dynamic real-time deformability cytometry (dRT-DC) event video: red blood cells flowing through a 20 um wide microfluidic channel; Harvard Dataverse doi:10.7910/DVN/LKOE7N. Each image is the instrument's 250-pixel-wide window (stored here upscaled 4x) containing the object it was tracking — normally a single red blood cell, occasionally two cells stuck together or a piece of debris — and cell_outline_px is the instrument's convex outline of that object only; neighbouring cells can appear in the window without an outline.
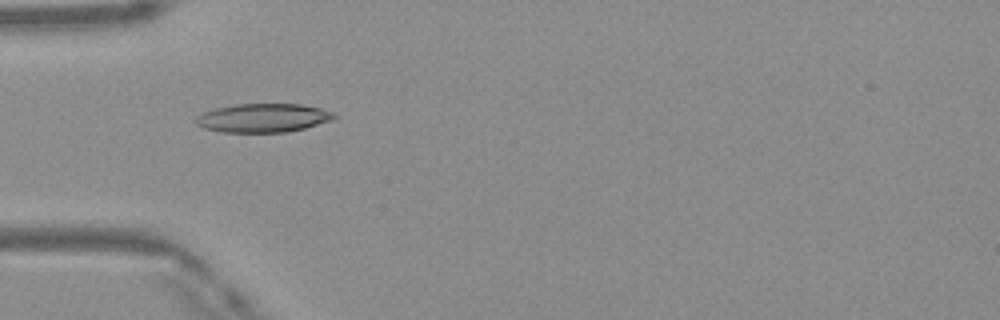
{"species": "Egyptian fruit bat (a non-hibernating species)", "species_latin": "Rousettus aegyptiacus", "temperature_condition": "warm", "stored_images_in_passage": 48, "camera_frame_rate_fps": 3000, "um_per_image_px": 0.085, "frame": {"image": 1, "passage_image": 15, "time_ms": 4.667, "image_size_px": [1000, 320], "cell_outline_px": [[336, 116], [332, 120], [304, 128], [284, 132], [220, 132], [204, 128], [196, 124], [192, 120], [196, 116], [204, 112], [216, 108], [236, 104], [300, 104], [320, 108], [332, 112]], "centroid_in_image_um": [22.31, 10.02], "position_along_channel_um": 62.7, "area_um2": 23.06}}
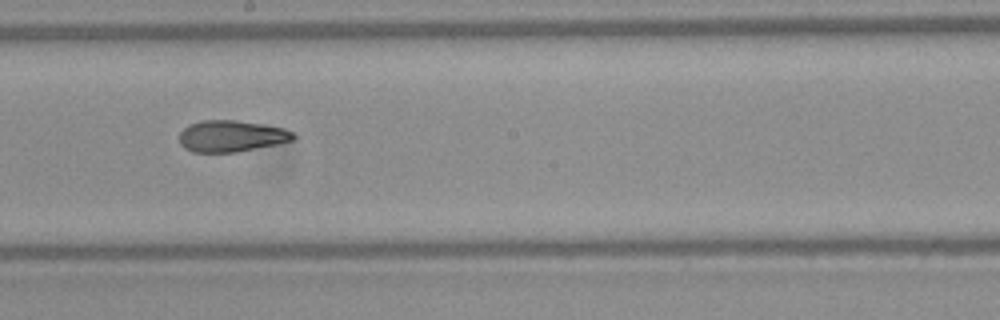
{"frame": {"image": 2, "passage_image": 27, "time_ms": 8.667, "image_size_px": [1000, 320], "cell_outline_px": [[296, 136], [292, 140], [276, 144], [236, 152], [192, 152], [184, 148], [180, 144], [180, 132], [188, 124], [204, 120], [236, 120], [264, 124], [284, 128], [292, 132]], "centroid_in_image_um": [19.64, 11.56], "position_along_channel_um": 228.6, "area_um2": 20.87}}
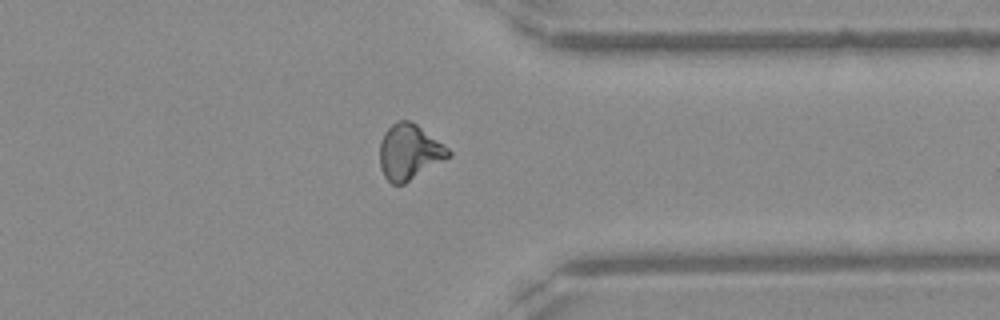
{"frame": {"image": 3, "passage_image": 38, "time_ms": 12.333, "image_size_px": [1000, 320], "cell_outline_px": [[452, 156], [404, 184], [392, 184], [384, 176], [380, 168], [380, 144], [384, 132], [396, 120], [408, 120], [416, 124], [448, 148], [452, 152]], "centroid_in_image_um": [34.79, 12.93], "position_along_channel_um": 376.6, "area_um2": 22.14}, "authors_computed_cell_mechanics": {"area_um2": 21.7039, "velocity_mm_per_s": 4.1683, "shape_relaxation_time_tau1_ms": null, "shape_relaxation_time_tau2_ms": 2.4827, "deformation_change_tau1": null, "deformation_change_tau2": 0.1026}}